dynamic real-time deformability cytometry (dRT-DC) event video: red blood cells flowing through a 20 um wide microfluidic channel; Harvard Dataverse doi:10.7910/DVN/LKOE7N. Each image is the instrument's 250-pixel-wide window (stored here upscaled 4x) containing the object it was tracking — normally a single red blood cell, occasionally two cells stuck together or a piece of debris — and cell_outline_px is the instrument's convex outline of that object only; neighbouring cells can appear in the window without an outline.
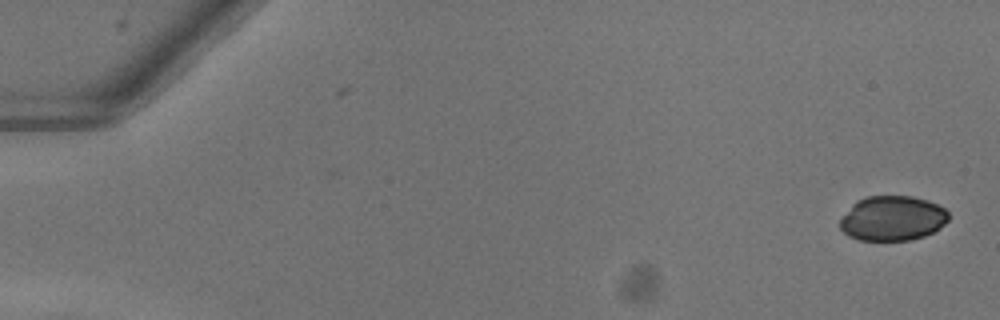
{"species": "common noctule bat (a hibernating species)", "species_latin": "Nyctalus noctula", "temperature_condition": "warm", "stored_images_in_passage": 51, "camera_frame_rate_fps": 3000, "um_per_image_px": 0.085, "animal": {"sex": "female"}, "frame": {"image": 1, "passage_image": 1, "time_ms": 0.0, "image_size_px": [1000, 320], "cell_outline_px": [[948, 220], [940, 228], [924, 236], [912, 240], [860, 240], [848, 236], [840, 228], [840, 220], [852, 204], [856, 200], [868, 196], [912, 196], [928, 200], [944, 208], [948, 212]], "centroid_in_image_um": [75.86, 18.55], "position_along_channel_um": 9.1, "area_um2": 28.38}}
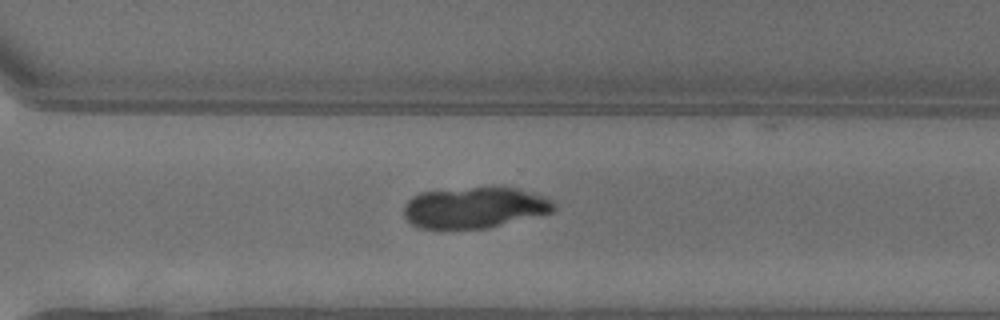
{"frame": {"image": 2, "passage_image": 37, "time_ms": 12.0, "image_size_px": [1000, 320], "cell_outline_px": [[556, 208], [552, 212], [488, 228], [420, 228], [412, 224], [404, 216], [404, 204], [412, 196], [420, 192], [472, 188], [516, 188], [544, 196], [552, 200], [556, 204]], "centroid_in_image_um": [40.34, 17.65], "position_along_channel_um": 330.3, "area_um2": 35.55}}
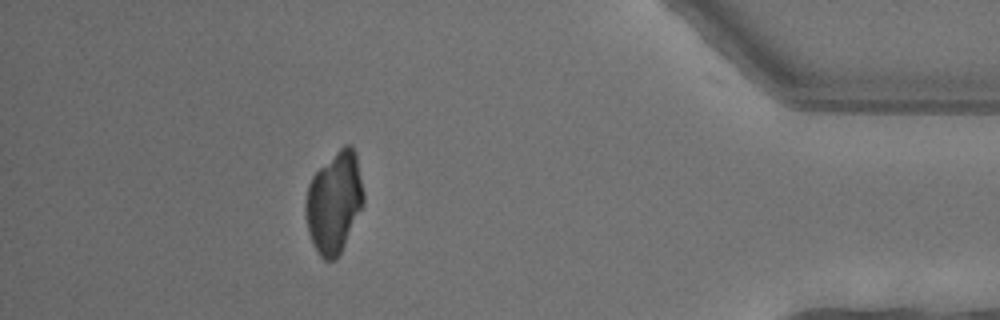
{"frame": {"image": 3, "passage_image": 46, "time_ms": 15.0, "image_size_px": [1000, 320], "cell_outline_px": [[364, 204], [336, 260], [324, 260], [320, 256], [308, 232], [304, 216], [304, 204], [308, 184], [312, 176], [344, 144], [352, 144], [356, 152], [364, 196]], "centroid_in_image_um": [28.39, 17.18], "position_along_channel_um": 406.8, "area_um2": 34.1}}